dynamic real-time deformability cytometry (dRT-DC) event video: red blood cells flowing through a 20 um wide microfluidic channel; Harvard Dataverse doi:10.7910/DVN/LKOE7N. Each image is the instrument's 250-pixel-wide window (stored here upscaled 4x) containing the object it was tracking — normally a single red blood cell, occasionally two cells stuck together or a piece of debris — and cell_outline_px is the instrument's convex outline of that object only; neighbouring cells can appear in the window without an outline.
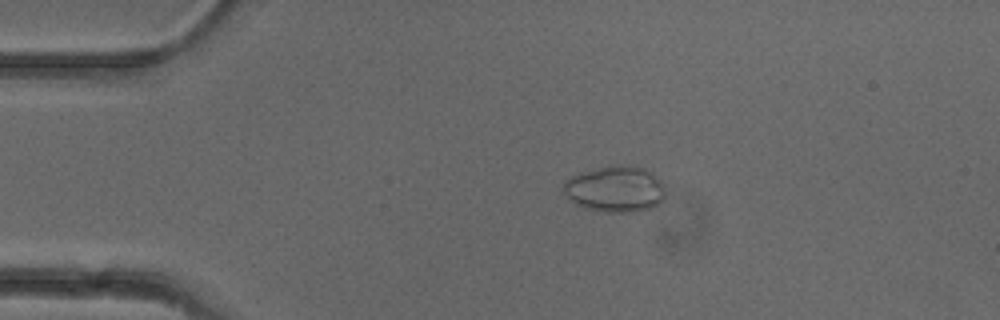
{"species": "common noctule bat (a hibernating species)", "species_latin": "Nyctalus noctula", "temperature_condition": "cold", "stored_images_in_passage": 5, "camera_frame_rate_fps": 3000, "um_per_image_px": 0.085, "animal": {"sex": "female"}, "frame": {"image": 1, "passage_image": 5, "time_ms": 5.667, "image_size_px": [1000, 320], "cell_outline_px": [[664, 200], [660, 204], [652, 208], [632, 212], [600, 212], [584, 208], [576, 204], [564, 192], [564, 180], [580, 172], [620, 164], [628, 164], [644, 168], [652, 172], [660, 180], [664, 192]], "centroid_in_image_um": [52.31, 16.07], "position_along_channel_um": 32.7, "area_um2": 27.51}}